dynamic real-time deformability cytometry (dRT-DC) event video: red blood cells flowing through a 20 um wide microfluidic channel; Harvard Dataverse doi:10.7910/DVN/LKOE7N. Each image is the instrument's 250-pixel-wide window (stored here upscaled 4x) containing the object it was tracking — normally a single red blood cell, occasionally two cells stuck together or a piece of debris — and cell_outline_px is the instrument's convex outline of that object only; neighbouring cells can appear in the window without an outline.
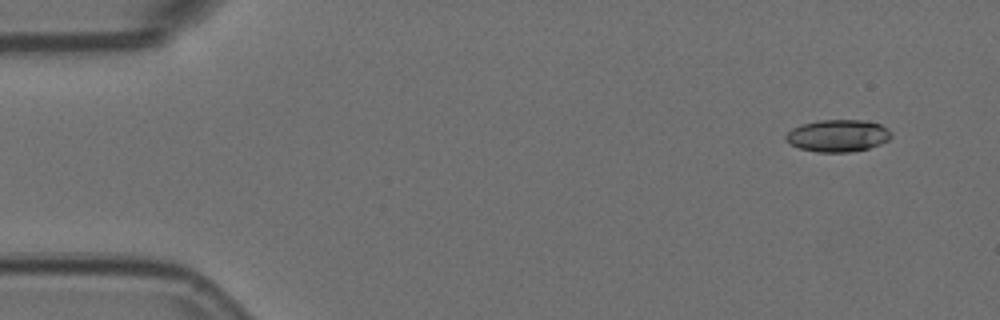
{"species": "Egyptian fruit bat (a non-hibernating species)", "species_latin": "Rousettus aegyptiacus", "temperature_condition": "room temperature", "stored_images_in_passage": 5, "camera_frame_rate_fps": 3000, "um_per_image_px": 0.085, "animal": {"sex": "female"}, "frame": {"image": 1, "passage_image": 1, "time_ms": 0.0, "image_size_px": [1000, 320], "cell_outline_px": [[892, 136], [888, 140], [880, 144], [868, 148], [848, 152], [816, 152], [800, 148], [788, 144], [784, 140], [784, 136], [792, 128], [800, 124], [820, 120], [864, 120], [880, 124], [888, 128], [892, 132]], "centroid_in_image_um": [71.19, 11.53], "position_along_channel_um": 13.8, "area_um2": 19.94}}
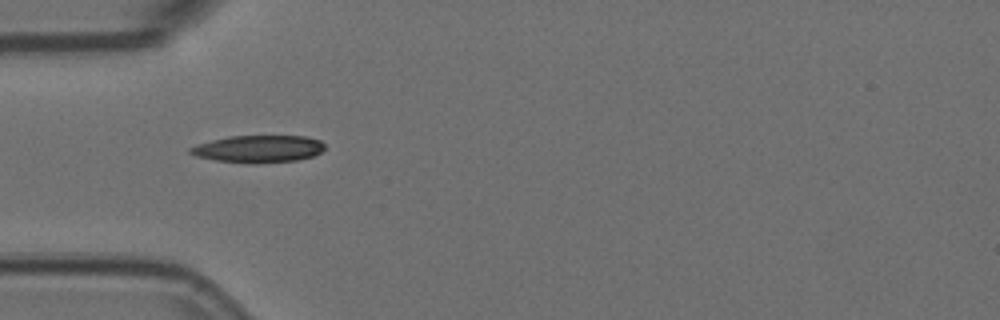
{"frame": {"image": 2, "passage_image": 4, "time_ms": 1.0, "image_size_px": [1000, 320], "cell_outline_px": [[324, 148], [320, 152], [312, 156], [296, 160], [256, 164], [252, 164], [216, 160], [196, 156], [188, 152], [188, 148], [196, 144], [228, 136], [304, 136], [320, 140], [324, 144]], "centroid_in_image_um": [21.93, 12.66], "position_along_channel_um": 63.1, "area_um2": 21.39}}
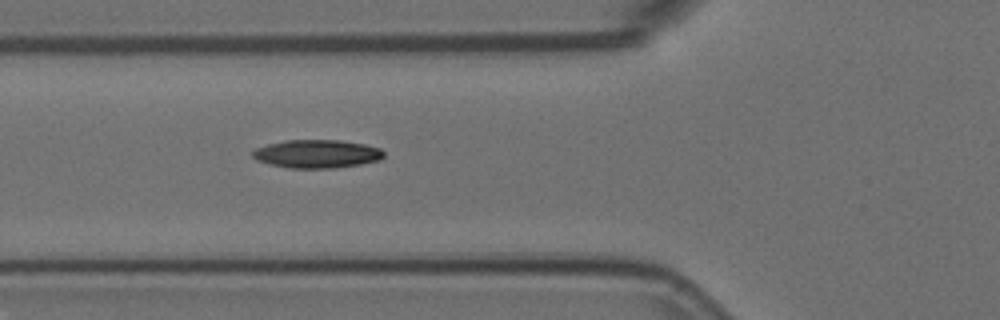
{"frame": {"image": 3, "passage_image": 5, "time_ms": 1.333, "image_size_px": [1000, 320], "cell_outline_px": [[384, 156], [380, 160], [360, 164], [336, 168], [288, 168], [268, 164], [256, 160], [252, 156], [252, 152], [256, 148], [268, 144], [284, 140], [340, 140], [364, 144], [380, 148], [384, 152]], "centroid_in_image_um": [26.92, 13.08], "position_along_channel_um": 98.9, "area_um2": 21.73}}